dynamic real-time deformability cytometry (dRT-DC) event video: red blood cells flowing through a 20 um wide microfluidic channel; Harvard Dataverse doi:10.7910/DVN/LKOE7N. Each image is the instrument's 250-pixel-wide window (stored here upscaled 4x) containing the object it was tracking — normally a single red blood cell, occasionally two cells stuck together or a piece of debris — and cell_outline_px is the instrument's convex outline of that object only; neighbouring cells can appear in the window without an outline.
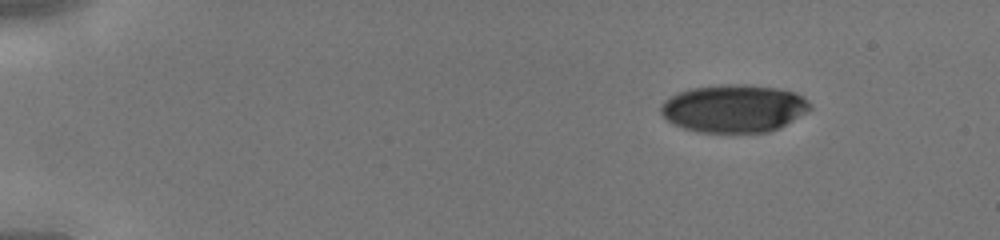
{"species": "human", "species_latin": "Homo sapiens", "temperature_condition": "cold", "stored_images_in_passage": 39, "camera_frame_rate_fps": 3000, "um_per_image_px": 0.085, "donor": {"sex": "male"}, "frame": {"image": 1, "passage_image": 1, "time_ms": 0.0, "image_size_px": [1000, 240], "cell_outline_px": [[812, 108], [808, 112], [780, 128], [768, 132], [700, 132], [684, 128], [672, 124], [660, 112], [660, 104], [664, 100], [680, 92], [692, 88], [724, 84], [748, 84], [776, 88], [796, 92], [804, 96], [808, 100]], "centroid_in_image_um": [62.42, 9.21], "position_along_channel_um": 22.6, "area_um2": 41.79}}
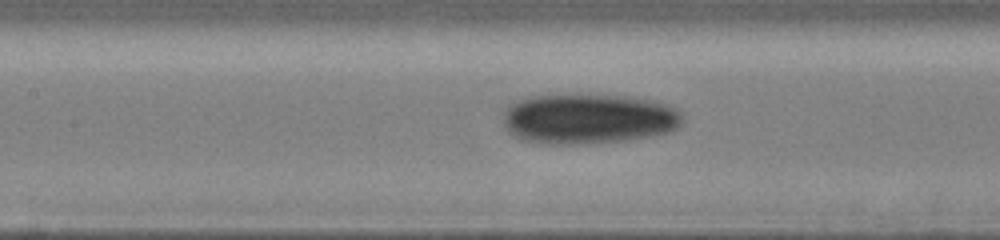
{"frame": {"image": 2, "passage_image": 17, "time_ms": 5.333, "image_size_px": [1000, 240], "cell_outline_px": [[684, 120], [672, 132], [656, 136], [624, 140], [572, 144], [540, 144], [524, 140], [512, 136], [508, 132], [504, 124], [504, 112], [508, 104], [516, 100], [528, 96], [588, 92], [628, 96], [656, 100], [668, 104], [676, 108], [680, 112]], "centroid_in_image_um": [50.01, 10.05], "position_along_channel_um": 157.4, "area_um2": 54.16}}
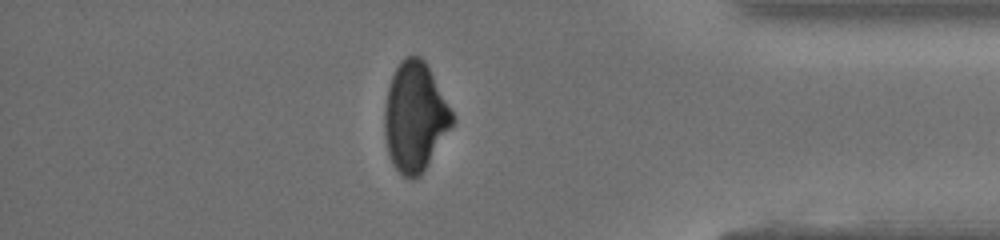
{"frame": {"image": 3, "passage_image": 34, "time_ms": 11.0, "image_size_px": [1000, 240], "cell_outline_px": [[456, 120], [428, 164], [420, 176], [412, 180], [404, 176], [396, 168], [388, 152], [384, 132], [384, 112], [388, 88], [392, 76], [400, 60], [404, 56], [420, 56], [424, 60], [452, 112]], "centroid_in_image_um": [35.26, 9.94], "position_along_channel_um": 399.9, "area_um2": 42.66}}